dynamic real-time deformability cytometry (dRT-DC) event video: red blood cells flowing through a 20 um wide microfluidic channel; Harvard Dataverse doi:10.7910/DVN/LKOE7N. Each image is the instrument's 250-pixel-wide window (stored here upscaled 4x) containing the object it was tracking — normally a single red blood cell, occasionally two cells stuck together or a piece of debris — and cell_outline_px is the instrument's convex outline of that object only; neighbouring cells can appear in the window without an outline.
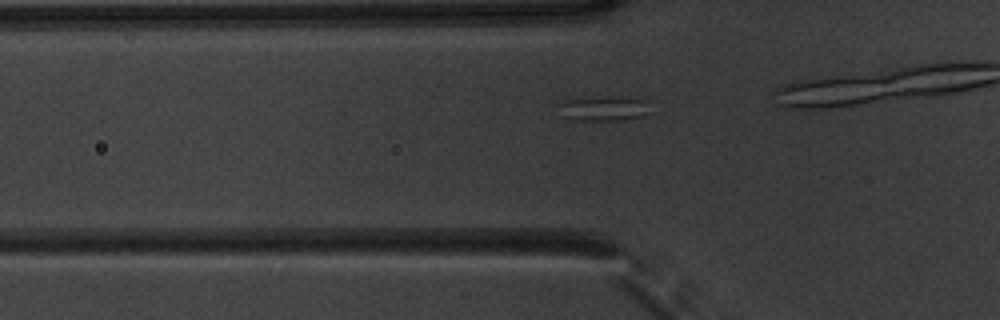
{"species": "common noctule bat (a hibernating species)", "species_latin": "Nyctalus noctula", "temperature_condition": "warm", "stored_images_in_passage": 35, "camera_frame_rate_fps": 3000, "um_per_image_px": 0.085, "animal": {"sex": "male", "body_mass_g": 20.1, "forearm_length_mm": 53.5}, "frame": {"image": 1, "passage_image": 11, "time_ms": 3.333, "image_size_px": [1000, 320], "cell_outline_px": [[652, 112], [644, 116], [620, 120], [580, 120], [568, 116], [560, 104], [568, 100], [608, 96], [644, 100]], "centroid_in_image_um": [51.48, 9.22], "position_along_channel_um": 74.3, "area_um2": 12.48}}
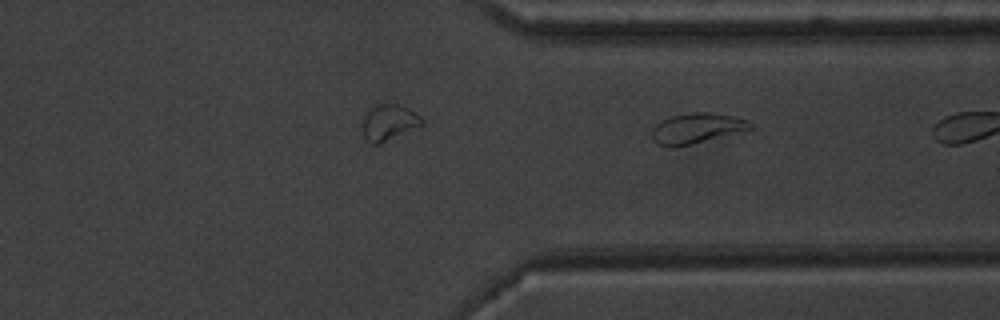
{"frame": {"image": 2, "passage_image": 35, "time_ms": 11.333, "image_size_px": [1000, 320], "cell_outline_px": [[752, 128], [672, 148], [668, 148], [656, 144], [652, 136], [652, 128], [660, 120], [672, 116], [692, 112], [708, 112], [732, 116], [748, 120], [752, 124]], "centroid_in_image_um": [59.14, 10.9], "position_along_channel_um": 352.3, "area_um2": 16.99}}